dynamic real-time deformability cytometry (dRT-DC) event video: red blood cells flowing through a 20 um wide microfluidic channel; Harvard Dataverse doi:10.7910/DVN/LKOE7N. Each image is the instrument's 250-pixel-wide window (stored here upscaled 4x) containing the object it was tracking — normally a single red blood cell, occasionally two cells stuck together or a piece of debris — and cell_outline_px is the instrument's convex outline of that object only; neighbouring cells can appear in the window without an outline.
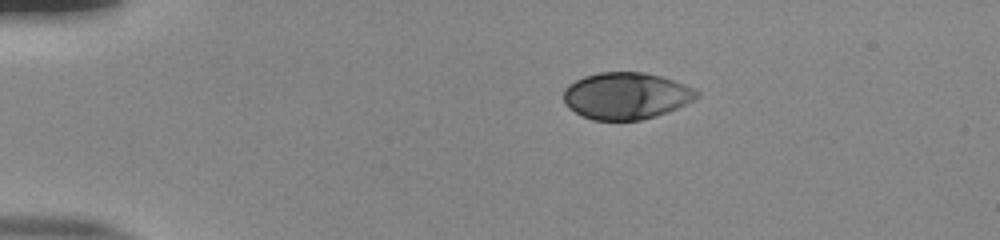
{"species": "human", "species_latin": "Homo sapiens", "temperature_condition": "room temperature", "stored_images_in_passage": 43, "camera_frame_rate_fps": 3000, "um_per_image_px": 0.085, "donor": {"sex": "male"}, "frame": {"image": 1, "passage_image": 1, "time_ms": 0.0, "image_size_px": [1000, 240], "cell_outline_px": [[696, 96], [692, 100], [676, 108], [640, 120], [596, 120], [584, 116], [576, 112], [564, 100], [564, 92], [576, 80], [584, 76], [600, 72], [640, 72], [660, 76], [672, 80], [692, 88], [696, 92]], "centroid_in_image_um": [53.2, 8.13], "position_along_channel_um": 31.8, "area_um2": 35.14}}
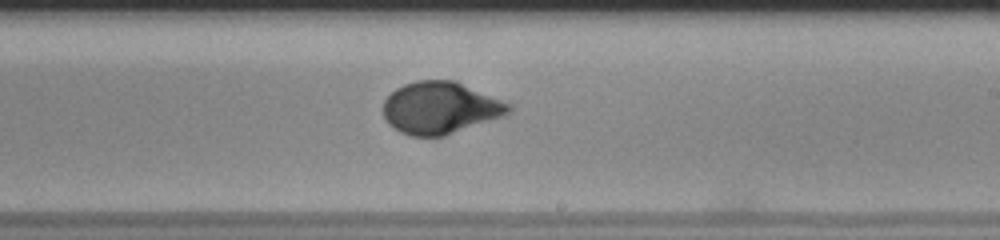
{"frame": {"image": 2, "passage_image": 23, "time_ms": 7.333, "image_size_px": [1000, 240], "cell_outline_px": [[512, 108], [508, 112], [500, 116], [444, 136], [412, 136], [400, 132], [384, 116], [384, 100], [396, 88], [404, 84], [416, 80], [452, 80], [512, 104]], "centroid_in_image_um": [37.4, 9.16], "position_along_channel_um": 251.6, "area_um2": 37.22}}
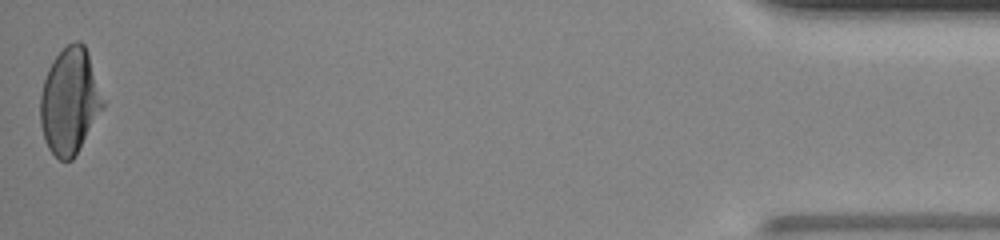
{"frame": {"image": 3, "passage_image": 43, "time_ms": 14.0, "image_size_px": [1000, 240], "cell_outline_px": [[104, 108], [72, 160], [60, 160], [48, 148], [44, 140], [40, 124], [40, 96], [44, 80], [48, 68], [52, 60], [68, 44], [76, 40], [80, 40], [84, 44], [88, 52], [104, 100]], "centroid_in_image_um": [5.92, 8.59], "position_along_channel_um": 429.3, "area_um2": 38.67}, "authors_computed_cell_mechanics": {"area_um2": 37.0498, "velocity_mm_per_s": 3.9173, "shape_relaxation_time_tau1_ms": 4.4267, "shape_relaxation_time_tau2_ms": null, "deformation_change_tau1": 0.1953, "deformation_change_tau2": null}}